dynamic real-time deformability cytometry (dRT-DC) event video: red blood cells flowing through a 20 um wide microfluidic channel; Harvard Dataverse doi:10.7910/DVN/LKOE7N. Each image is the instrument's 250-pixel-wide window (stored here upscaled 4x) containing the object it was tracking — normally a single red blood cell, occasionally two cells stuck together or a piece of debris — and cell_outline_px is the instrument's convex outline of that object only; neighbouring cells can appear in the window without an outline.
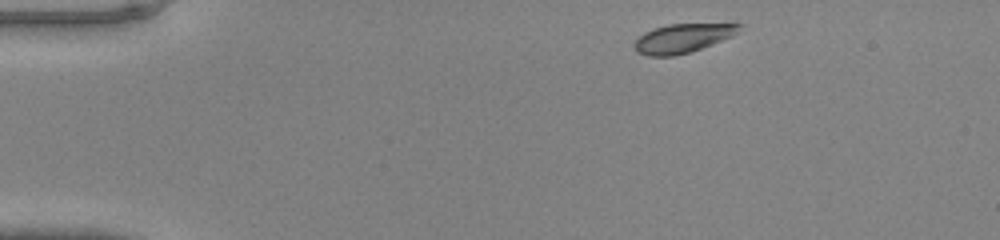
{"species": "common noctule bat (a hibernating species)", "species_latin": "Nyctalus noctula", "temperature_condition": "warm", "stored_images_in_passage": 41, "camera_frame_rate_fps": 3000, "um_per_image_px": 0.085, "animal": {"sex": "male", "body_mass_g": 20.0, "forearm_length_mm": 53.3}, "frame": {"image": 1, "passage_image": 1, "time_ms": 0.0, "image_size_px": [1000, 240], "cell_outline_px": [[744, 24], [732, 36], [700, 48], [688, 52], [672, 56], [648, 56], [636, 52], [636, 40], [644, 32], [652, 28], [668, 24]], "centroid_in_image_um": [57.98, 3.24], "position_along_channel_um": 27.0, "area_um2": 17.28}}
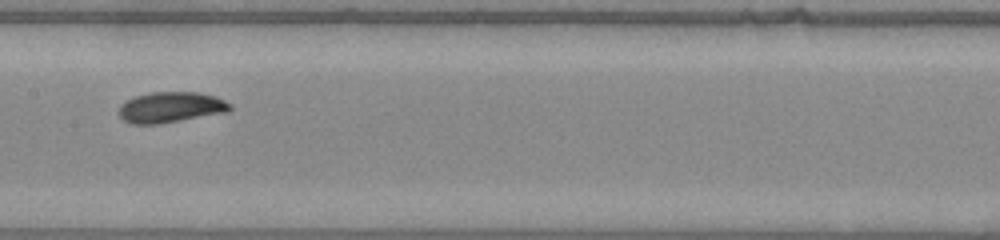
{"frame": {"image": 2, "passage_image": 18, "time_ms": 5.667, "image_size_px": [1000, 240], "cell_outline_px": [[232, 108], [228, 112], [156, 124], [132, 124], [124, 120], [120, 116], [120, 104], [136, 96], [152, 92], [196, 92], [216, 96], [232, 104]], "centroid_in_image_um": [14.55, 9.11], "position_along_channel_um": 192.9, "area_um2": 19.71}}
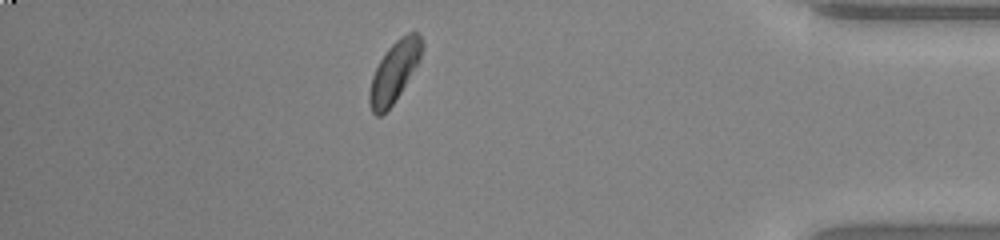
{"frame": {"image": 3, "passage_image": 35, "time_ms": 11.333, "image_size_px": [1000, 240], "cell_outline_px": [[424, 48], [420, 60], [400, 92], [392, 104], [380, 116], [376, 116], [372, 112], [368, 104], [368, 92], [372, 76], [380, 60], [388, 48], [400, 36], [408, 32], [416, 32], [420, 36], [424, 44]], "centroid_in_image_um": [33.51, 6.08], "position_along_channel_um": 401.7, "area_um2": 18.44}}